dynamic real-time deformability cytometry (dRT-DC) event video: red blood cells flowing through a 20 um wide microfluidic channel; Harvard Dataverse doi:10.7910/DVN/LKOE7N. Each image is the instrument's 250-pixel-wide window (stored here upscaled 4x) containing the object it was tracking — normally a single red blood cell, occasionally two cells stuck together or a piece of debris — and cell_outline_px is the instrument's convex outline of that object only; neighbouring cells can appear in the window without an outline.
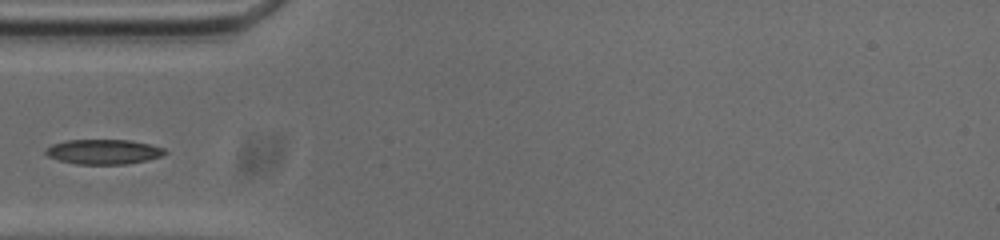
{"species": "common noctule bat (a hibernating species)", "species_latin": "Nyctalus noctula", "temperature_condition": "cold", "stored_images_in_passage": 38, "camera_frame_rate_fps": 3000, "um_per_image_px": 0.085, "animal": {"sex": "male", "body_mass_g": 20.0, "forearm_length_mm": 53.3}, "frame": {"image": 1, "passage_image": 1, "time_ms": 0.0, "image_size_px": [1000, 240], "cell_outline_px": [[168, 152], [160, 156], [148, 160], [124, 164], [76, 164], [60, 160], [48, 156], [44, 152], [44, 148], [52, 144], [68, 140], [128, 140], [148, 144], [164, 148]], "centroid_in_image_um": [8.77, 12.9], "position_along_channel_um": 76.2, "area_um2": 17.17}}
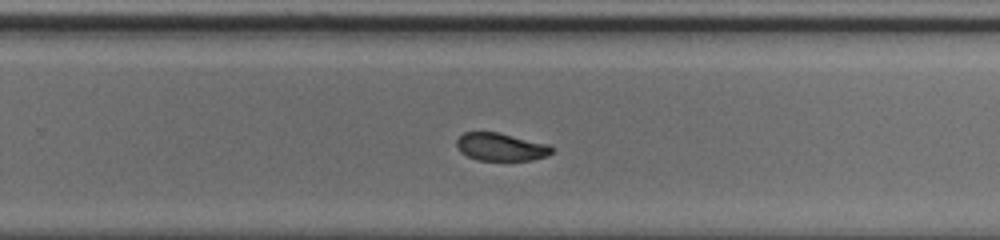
{"frame": {"image": 2, "passage_image": 18, "time_ms": 5.667, "image_size_px": [1000, 240], "cell_outline_px": [[556, 148], [548, 156], [532, 160], [476, 160], [460, 152], [456, 148], [456, 140], [464, 132], [496, 132], [548, 144]], "centroid_in_image_um": [42.57, 12.5], "position_along_channel_um": 287.2, "area_um2": 15.49}}
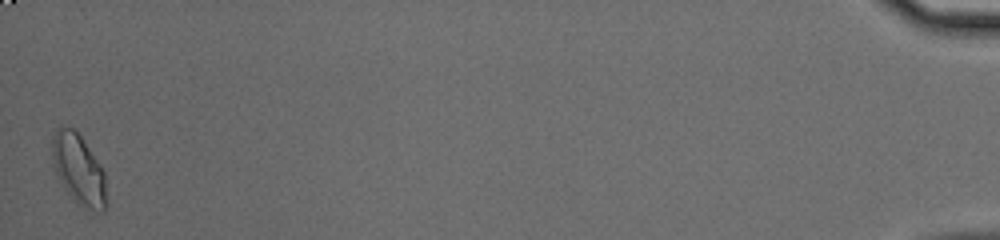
{"frame": {"image": 3, "passage_image": 38, "time_ms": 12.333, "image_size_px": [1000, 240], "cell_outline_px": [[108, 204], [104, 212], [100, 212], [84, 208], [72, 200], [56, 172], [52, 164], [52, 136], [56, 128], [60, 124], [72, 128], [80, 136], [104, 172]], "centroid_in_image_um": [6.69, 14.43], "position_along_channel_um": 428.5, "area_um2": 22.31}}